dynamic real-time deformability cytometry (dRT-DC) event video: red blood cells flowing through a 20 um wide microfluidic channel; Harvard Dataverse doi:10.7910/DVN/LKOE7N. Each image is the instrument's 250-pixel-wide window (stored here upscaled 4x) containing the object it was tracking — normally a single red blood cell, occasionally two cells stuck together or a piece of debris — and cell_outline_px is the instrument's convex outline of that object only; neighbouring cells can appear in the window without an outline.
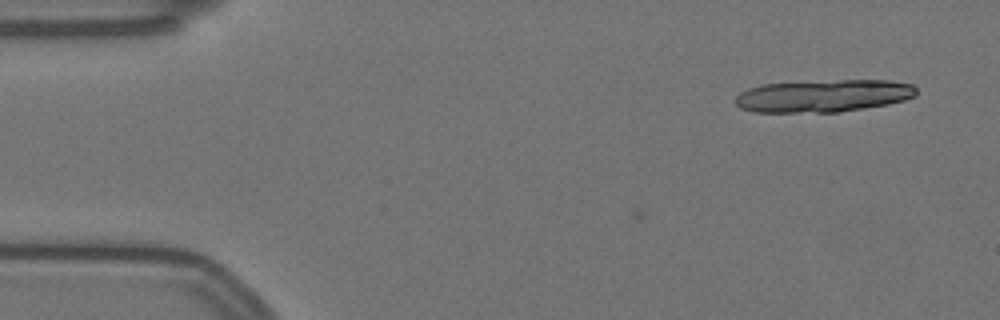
{"species": "Egyptian fruit bat (a non-hibernating species)", "species_latin": "Rousettus aegyptiacus", "temperature_condition": "warm", "stored_images_in_passage": 11, "camera_frame_rate_fps": 3000, "um_per_image_px": 0.085, "animal": {"sex": "female"}, "frame": {"image": 1, "passage_image": 11, "time_ms": 3.333, "image_size_px": [1000, 320], "cell_outline_px": [[916, 96], [904, 100], [888, 104], [840, 112], [752, 112], [740, 108], [736, 104], [736, 96], [740, 92], [748, 88], [764, 84], [840, 80], [888, 80], [912, 84], [916, 88]], "centroid_in_image_um": [69.99, 8.15], "position_along_channel_um": 15.0, "area_um2": 34.22}}